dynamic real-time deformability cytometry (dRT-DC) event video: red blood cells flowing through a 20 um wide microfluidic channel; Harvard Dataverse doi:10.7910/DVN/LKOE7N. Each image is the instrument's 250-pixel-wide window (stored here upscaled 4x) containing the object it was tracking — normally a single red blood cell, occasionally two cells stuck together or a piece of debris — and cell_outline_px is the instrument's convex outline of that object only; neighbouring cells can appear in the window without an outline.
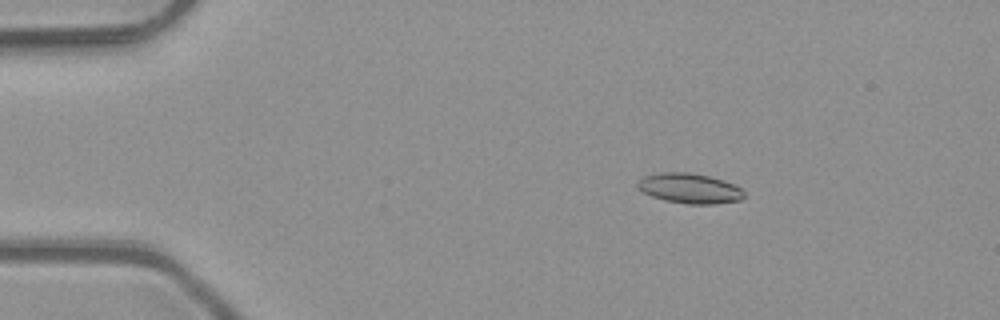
{"species": "common noctule bat (a hibernating species)", "species_latin": "Nyctalus noctula", "temperature_condition": "room temperature", "stored_images_in_passage": 43, "camera_frame_rate_fps": 3000, "um_per_image_px": 0.085, "animal": {"sex": "male", "body_mass_g": 23.1, "forearm_length_mm": 52.7}, "frame": {"image": 1, "passage_image": 1, "time_ms": 0.0, "image_size_px": [1000, 320], "cell_outline_px": [[744, 196], [740, 200], [712, 204], [688, 204], [664, 200], [652, 196], [644, 192], [636, 184], [644, 176], [660, 172], [688, 172], [708, 176], [724, 180], [740, 188], [744, 192]], "centroid_in_image_um": [58.62, 16.01], "position_along_channel_um": 26.4, "area_um2": 18.44}}
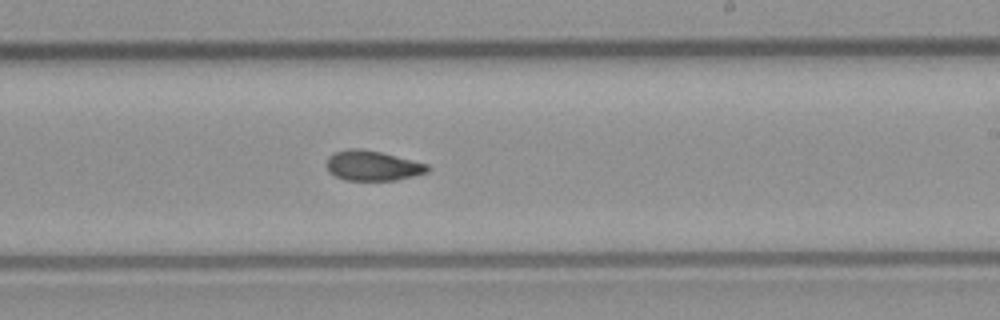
{"frame": {"image": 2, "passage_image": 23, "time_ms": 7.333, "image_size_px": [1000, 320], "cell_outline_px": [[432, 168], [428, 172], [396, 180], [344, 180], [328, 172], [324, 164], [328, 156], [336, 152], [352, 148], [360, 148], [380, 152], [428, 164]], "centroid_in_image_um": [31.64, 14.08], "position_along_channel_um": 257.4, "area_um2": 17.74}}
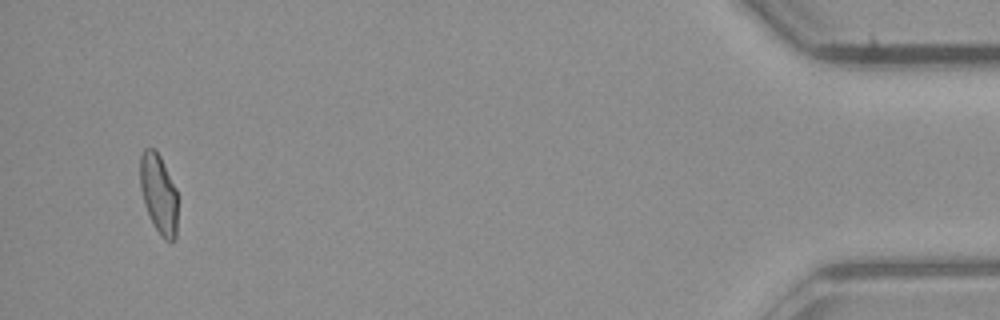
{"frame": {"image": 3, "passage_image": 41, "time_ms": 13.333, "image_size_px": [1000, 320], "cell_outline_px": [[176, 240], [164, 240], [160, 236], [144, 204], [140, 188], [140, 156], [144, 148], [156, 148], [176, 188]], "centroid_in_image_um": [13.47, 16.43], "position_along_channel_um": 421.7, "area_um2": 17.28}, "authors_computed_cell_mechanics": {"area_um2": 18.0336, "velocity_mm_per_s": 4.1144, "shape_relaxation_time_tau1_ms": null, "shape_relaxation_time_tau2_ms": 2.7932, "deformation_change_tau1": null, "deformation_change_tau2": 0.0845}}